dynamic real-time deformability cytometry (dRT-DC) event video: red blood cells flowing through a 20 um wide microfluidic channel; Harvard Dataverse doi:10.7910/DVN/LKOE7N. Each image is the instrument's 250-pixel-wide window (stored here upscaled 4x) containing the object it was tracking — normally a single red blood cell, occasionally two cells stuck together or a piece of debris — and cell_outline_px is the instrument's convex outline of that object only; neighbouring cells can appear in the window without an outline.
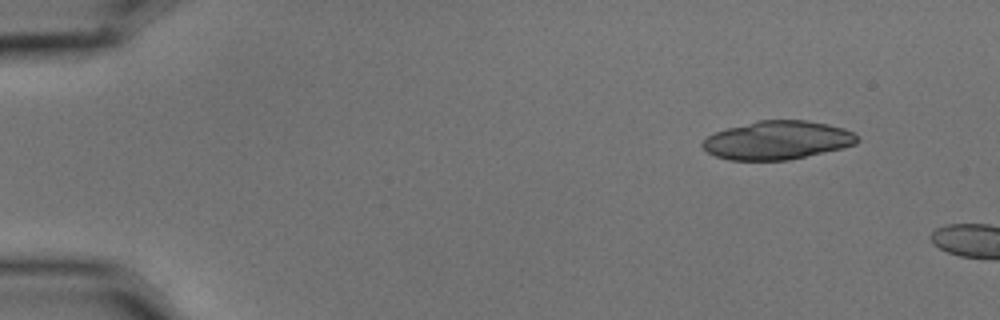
{"species": "common noctule bat (a hibernating species)", "species_latin": "Nyctalus noctula", "temperature_condition": "cold", "stored_images_in_passage": 5, "camera_frame_rate_fps": 3000, "um_per_image_px": 0.085, "animal": {"sex": "male", "body_mass_g": 15.6}, "frame": {"image": 1, "passage_image": 2, "time_ms": 0.333, "image_size_px": [1000, 320], "cell_outline_px": [[860, 140], [856, 144], [840, 148], [788, 160], [728, 160], [716, 156], [708, 152], [700, 144], [708, 136], [716, 132], [728, 128], [760, 120], [804, 120], [828, 124], [844, 128], [852, 132]], "centroid_in_image_um": [66.07, 11.92], "position_along_channel_um": 18.9, "area_um2": 34.33}}